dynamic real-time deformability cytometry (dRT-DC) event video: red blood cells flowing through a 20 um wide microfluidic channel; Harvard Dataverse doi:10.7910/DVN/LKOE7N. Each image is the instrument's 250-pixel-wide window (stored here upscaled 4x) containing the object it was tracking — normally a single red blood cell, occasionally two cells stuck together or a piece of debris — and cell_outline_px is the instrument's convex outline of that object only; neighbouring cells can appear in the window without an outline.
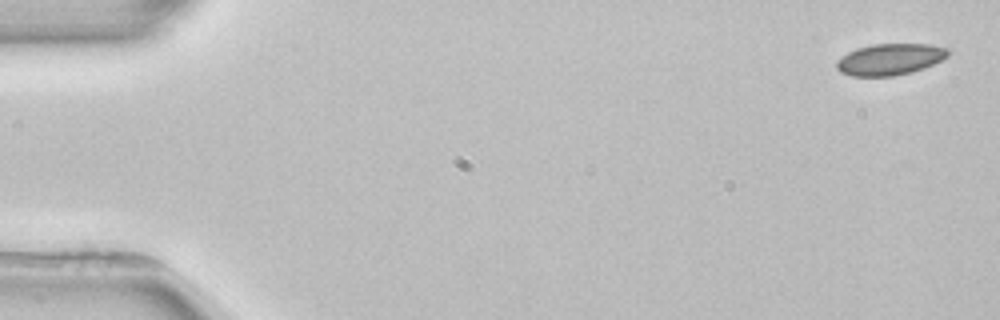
{"species": "common noctule bat (a hibernating species)", "species_latin": "Nyctalus noctula", "temperature_condition": "room temperature", "stored_images_in_passage": 4, "segment_of_instrument_passage": [2, 2], "camera_frame_rate_fps": 3000, "um_per_image_px": 0.085, "animal": {"sex": "female", "body_mass_g": 22.7, "forearm_length_mm": 54.2}, "frame": {"image": 1, "passage_image": 4, "time_ms": 5.0, "image_size_px": [1000, 320], "cell_outline_px": [[948, 56], [932, 64], [912, 72], [892, 76], [852, 76], [840, 72], [836, 68], [836, 60], [848, 52], [856, 48], [872, 44], [928, 44], [948, 48]], "centroid_in_image_um": [75.6, 5.04], "position_along_channel_um": 9.4, "area_um2": 20.35}}